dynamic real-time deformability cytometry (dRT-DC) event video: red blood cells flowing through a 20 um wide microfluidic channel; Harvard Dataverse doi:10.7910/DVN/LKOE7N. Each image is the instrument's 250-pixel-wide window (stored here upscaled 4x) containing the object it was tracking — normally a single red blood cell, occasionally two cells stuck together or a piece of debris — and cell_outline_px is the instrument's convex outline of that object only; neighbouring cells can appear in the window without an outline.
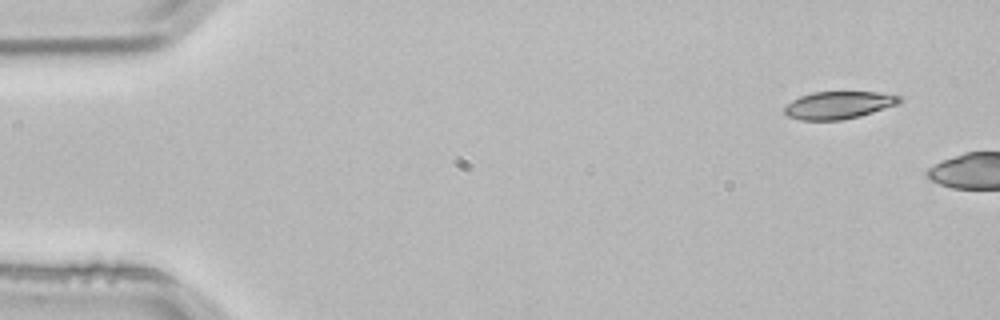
{"species": "common noctule bat (a hibernating species)", "species_latin": "Nyctalus noctula", "temperature_condition": "room temperature", "stored_images_in_passage": 2, "camera_frame_rate_fps": 3000, "um_per_image_px": 0.085, "animal": {"sex": "male", "body_mass_g": 21.5, "forearm_length_mm": 52.0}, "frame": {"image": 1, "passage_image": 1, "time_ms": 0.0, "image_size_px": [1000, 320], "cell_outline_px": [[904, 100], [900, 104], [872, 112], [840, 120], [800, 120], [788, 116], [784, 112], [784, 108], [792, 100], [800, 96], [812, 92], [880, 92], [900, 96]], "centroid_in_image_um": [71.3, 8.92], "position_along_channel_um": 13.7, "area_um2": 18.38}}